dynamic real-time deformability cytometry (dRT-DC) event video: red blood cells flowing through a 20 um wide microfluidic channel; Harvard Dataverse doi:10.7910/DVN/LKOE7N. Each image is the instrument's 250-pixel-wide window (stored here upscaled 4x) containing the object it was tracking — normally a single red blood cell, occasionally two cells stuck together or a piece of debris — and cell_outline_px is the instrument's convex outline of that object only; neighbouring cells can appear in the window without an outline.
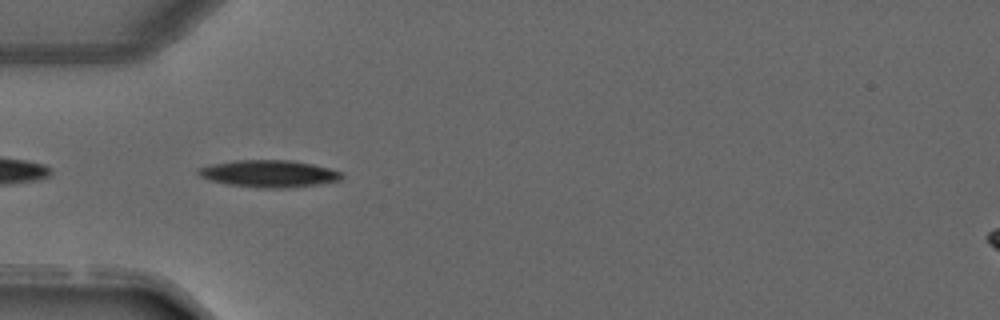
{"species": "common noctule bat (a hibernating species)", "species_latin": "Nyctalus noctula", "temperature_condition": "warm", "stored_images_in_passage": 6, "camera_frame_rate_fps": 3000, "um_per_image_px": 0.085, "animal": {"sex": "male", "forearm_length_mm": 52.5}, "frame": {"image": 1, "passage_image": 3, "time_ms": 3.0, "image_size_px": [1000, 320], "cell_outline_px": [[344, 176], [340, 180], [320, 184], [288, 188], [260, 188], [228, 184], [208, 180], [200, 176], [196, 172], [196, 168], [212, 164], [236, 160], [292, 160], [312, 164], [344, 172]], "centroid_in_image_um": [22.87, 14.76], "position_along_channel_um": 62.1, "area_um2": 22.83}}